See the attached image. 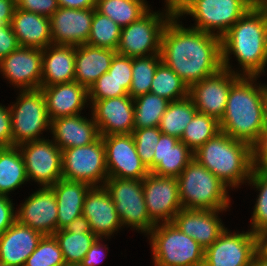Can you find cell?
<instances>
[{"label":"cell","instance_id":"obj_1","mask_svg":"<svg viewBox=\"0 0 267 266\" xmlns=\"http://www.w3.org/2000/svg\"><path fill=\"white\" fill-rule=\"evenodd\" d=\"M180 18H170L161 38V59L187 85L209 77L223 68L221 38L193 27Z\"/></svg>","mask_w":267,"mask_h":266},{"label":"cell","instance_id":"obj_2","mask_svg":"<svg viewBox=\"0 0 267 266\" xmlns=\"http://www.w3.org/2000/svg\"><path fill=\"white\" fill-rule=\"evenodd\" d=\"M223 68L240 76H261L267 66V10L256 3L221 38ZM241 70H232L231 55ZM236 71V72H235Z\"/></svg>","mask_w":267,"mask_h":266},{"label":"cell","instance_id":"obj_3","mask_svg":"<svg viewBox=\"0 0 267 266\" xmlns=\"http://www.w3.org/2000/svg\"><path fill=\"white\" fill-rule=\"evenodd\" d=\"M257 78L259 76H240L231 85L226 109L219 121L221 132L251 146L266 129L263 84L256 83Z\"/></svg>","mask_w":267,"mask_h":266},{"label":"cell","instance_id":"obj_4","mask_svg":"<svg viewBox=\"0 0 267 266\" xmlns=\"http://www.w3.org/2000/svg\"><path fill=\"white\" fill-rule=\"evenodd\" d=\"M194 158L231 189L246 184L254 168L252 146L223 132L206 141Z\"/></svg>","mask_w":267,"mask_h":266},{"label":"cell","instance_id":"obj_5","mask_svg":"<svg viewBox=\"0 0 267 266\" xmlns=\"http://www.w3.org/2000/svg\"><path fill=\"white\" fill-rule=\"evenodd\" d=\"M183 208L227 210L230 206L228 186L193 158L177 177Z\"/></svg>","mask_w":267,"mask_h":266},{"label":"cell","instance_id":"obj_6","mask_svg":"<svg viewBox=\"0 0 267 266\" xmlns=\"http://www.w3.org/2000/svg\"><path fill=\"white\" fill-rule=\"evenodd\" d=\"M147 235L154 266L204 265L205 249L173 222H160Z\"/></svg>","mask_w":267,"mask_h":266},{"label":"cell","instance_id":"obj_7","mask_svg":"<svg viewBox=\"0 0 267 266\" xmlns=\"http://www.w3.org/2000/svg\"><path fill=\"white\" fill-rule=\"evenodd\" d=\"M16 102L9 106L13 146L40 139L42 131H50L45 98L41 89L20 90Z\"/></svg>","mask_w":267,"mask_h":266},{"label":"cell","instance_id":"obj_8","mask_svg":"<svg viewBox=\"0 0 267 266\" xmlns=\"http://www.w3.org/2000/svg\"><path fill=\"white\" fill-rule=\"evenodd\" d=\"M104 188L110 194L122 226L147 235L156 225L149 217L142 180L108 177Z\"/></svg>","mask_w":267,"mask_h":266},{"label":"cell","instance_id":"obj_9","mask_svg":"<svg viewBox=\"0 0 267 266\" xmlns=\"http://www.w3.org/2000/svg\"><path fill=\"white\" fill-rule=\"evenodd\" d=\"M170 18L166 8L161 13L149 10L139 20L121 28L117 54L132 58L160 54L162 33Z\"/></svg>","mask_w":267,"mask_h":266},{"label":"cell","instance_id":"obj_10","mask_svg":"<svg viewBox=\"0 0 267 266\" xmlns=\"http://www.w3.org/2000/svg\"><path fill=\"white\" fill-rule=\"evenodd\" d=\"M62 178L91 186L104 185L108 171L102 136L90 145L62 150Z\"/></svg>","mask_w":267,"mask_h":266},{"label":"cell","instance_id":"obj_11","mask_svg":"<svg viewBox=\"0 0 267 266\" xmlns=\"http://www.w3.org/2000/svg\"><path fill=\"white\" fill-rule=\"evenodd\" d=\"M257 0H198L184 15L195 20V29L222 38ZM216 31V32H215Z\"/></svg>","mask_w":267,"mask_h":266},{"label":"cell","instance_id":"obj_12","mask_svg":"<svg viewBox=\"0 0 267 266\" xmlns=\"http://www.w3.org/2000/svg\"><path fill=\"white\" fill-rule=\"evenodd\" d=\"M18 148L28 181L37 182L39 187H51L62 178V150L52 139L29 141L18 145Z\"/></svg>","mask_w":267,"mask_h":266},{"label":"cell","instance_id":"obj_13","mask_svg":"<svg viewBox=\"0 0 267 266\" xmlns=\"http://www.w3.org/2000/svg\"><path fill=\"white\" fill-rule=\"evenodd\" d=\"M259 249V236L251 230L224 232L205 249L203 266H249Z\"/></svg>","mask_w":267,"mask_h":266},{"label":"cell","instance_id":"obj_14","mask_svg":"<svg viewBox=\"0 0 267 266\" xmlns=\"http://www.w3.org/2000/svg\"><path fill=\"white\" fill-rule=\"evenodd\" d=\"M144 200L150 219L155 223H167L183 208L179 198L177 177L158 176L149 173L142 180Z\"/></svg>","mask_w":267,"mask_h":266},{"label":"cell","instance_id":"obj_15","mask_svg":"<svg viewBox=\"0 0 267 266\" xmlns=\"http://www.w3.org/2000/svg\"><path fill=\"white\" fill-rule=\"evenodd\" d=\"M108 177L143 180L150 173L138 156L132 134L102 136Z\"/></svg>","mask_w":267,"mask_h":266},{"label":"cell","instance_id":"obj_16","mask_svg":"<svg viewBox=\"0 0 267 266\" xmlns=\"http://www.w3.org/2000/svg\"><path fill=\"white\" fill-rule=\"evenodd\" d=\"M239 77L240 75L222 68L217 73L192 84L189 87V97L197 111L220 121L226 109L231 85Z\"/></svg>","mask_w":267,"mask_h":266},{"label":"cell","instance_id":"obj_17","mask_svg":"<svg viewBox=\"0 0 267 266\" xmlns=\"http://www.w3.org/2000/svg\"><path fill=\"white\" fill-rule=\"evenodd\" d=\"M43 49L19 46L0 60V73L14 88H41Z\"/></svg>","mask_w":267,"mask_h":266},{"label":"cell","instance_id":"obj_18","mask_svg":"<svg viewBox=\"0 0 267 266\" xmlns=\"http://www.w3.org/2000/svg\"><path fill=\"white\" fill-rule=\"evenodd\" d=\"M91 116L100 136L132 134L134 130V99L129 95L89 100Z\"/></svg>","mask_w":267,"mask_h":266},{"label":"cell","instance_id":"obj_19","mask_svg":"<svg viewBox=\"0 0 267 266\" xmlns=\"http://www.w3.org/2000/svg\"><path fill=\"white\" fill-rule=\"evenodd\" d=\"M16 211V221L44 235L57 232V200L49 187H40Z\"/></svg>","mask_w":267,"mask_h":266},{"label":"cell","instance_id":"obj_20","mask_svg":"<svg viewBox=\"0 0 267 266\" xmlns=\"http://www.w3.org/2000/svg\"><path fill=\"white\" fill-rule=\"evenodd\" d=\"M93 16L94 8L59 7L49 18L52 44L75 47L86 44L90 36Z\"/></svg>","mask_w":267,"mask_h":266},{"label":"cell","instance_id":"obj_21","mask_svg":"<svg viewBox=\"0 0 267 266\" xmlns=\"http://www.w3.org/2000/svg\"><path fill=\"white\" fill-rule=\"evenodd\" d=\"M82 215L99 238H110L123 227L115 204L104 186H92L89 189L84 199Z\"/></svg>","mask_w":267,"mask_h":266},{"label":"cell","instance_id":"obj_22","mask_svg":"<svg viewBox=\"0 0 267 266\" xmlns=\"http://www.w3.org/2000/svg\"><path fill=\"white\" fill-rule=\"evenodd\" d=\"M227 210H198L182 208L172 221L184 234L193 238L204 249L224 232L219 212Z\"/></svg>","mask_w":267,"mask_h":266},{"label":"cell","instance_id":"obj_23","mask_svg":"<svg viewBox=\"0 0 267 266\" xmlns=\"http://www.w3.org/2000/svg\"><path fill=\"white\" fill-rule=\"evenodd\" d=\"M50 120L81 114L88 107V89L76 81L41 86Z\"/></svg>","mask_w":267,"mask_h":266},{"label":"cell","instance_id":"obj_24","mask_svg":"<svg viewBox=\"0 0 267 266\" xmlns=\"http://www.w3.org/2000/svg\"><path fill=\"white\" fill-rule=\"evenodd\" d=\"M50 132L53 142L61 150L87 146L100 137L93 116L87 119L81 114L51 120Z\"/></svg>","mask_w":267,"mask_h":266},{"label":"cell","instance_id":"obj_25","mask_svg":"<svg viewBox=\"0 0 267 266\" xmlns=\"http://www.w3.org/2000/svg\"><path fill=\"white\" fill-rule=\"evenodd\" d=\"M43 235L15 221L0 235V262L8 266H24Z\"/></svg>","mask_w":267,"mask_h":266},{"label":"cell","instance_id":"obj_26","mask_svg":"<svg viewBox=\"0 0 267 266\" xmlns=\"http://www.w3.org/2000/svg\"><path fill=\"white\" fill-rule=\"evenodd\" d=\"M194 158V152L174 136L162 133L156 145L151 173L178 177Z\"/></svg>","mask_w":267,"mask_h":266},{"label":"cell","instance_id":"obj_27","mask_svg":"<svg viewBox=\"0 0 267 266\" xmlns=\"http://www.w3.org/2000/svg\"><path fill=\"white\" fill-rule=\"evenodd\" d=\"M10 26L19 46L45 49L52 45L49 17L16 7Z\"/></svg>","mask_w":267,"mask_h":266},{"label":"cell","instance_id":"obj_28","mask_svg":"<svg viewBox=\"0 0 267 266\" xmlns=\"http://www.w3.org/2000/svg\"><path fill=\"white\" fill-rule=\"evenodd\" d=\"M75 55V46L52 44L43 49L41 86L73 82Z\"/></svg>","mask_w":267,"mask_h":266},{"label":"cell","instance_id":"obj_29","mask_svg":"<svg viewBox=\"0 0 267 266\" xmlns=\"http://www.w3.org/2000/svg\"><path fill=\"white\" fill-rule=\"evenodd\" d=\"M92 186L81 181L61 178L49 187L57 200V231L64 229L75 218L82 216L86 193Z\"/></svg>","mask_w":267,"mask_h":266},{"label":"cell","instance_id":"obj_30","mask_svg":"<svg viewBox=\"0 0 267 266\" xmlns=\"http://www.w3.org/2000/svg\"><path fill=\"white\" fill-rule=\"evenodd\" d=\"M117 52L88 44L76 46L74 81L87 89L104 73H107Z\"/></svg>","mask_w":267,"mask_h":266},{"label":"cell","instance_id":"obj_31","mask_svg":"<svg viewBox=\"0 0 267 266\" xmlns=\"http://www.w3.org/2000/svg\"><path fill=\"white\" fill-rule=\"evenodd\" d=\"M25 182L28 177L18 146L0 148V195L8 196Z\"/></svg>","mask_w":267,"mask_h":266},{"label":"cell","instance_id":"obj_32","mask_svg":"<svg viewBox=\"0 0 267 266\" xmlns=\"http://www.w3.org/2000/svg\"><path fill=\"white\" fill-rule=\"evenodd\" d=\"M95 9L123 28L139 20L151 8L146 0H96Z\"/></svg>","mask_w":267,"mask_h":266},{"label":"cell","instance_id":"obj_33","mask_svg":"<svg viewBox=\"0 0 267 266\" xmlns=\"http://www.w3.org/2000/svg\"><path fill=\"white\" fill-rule=\"evenodd\" d=\"M197 112L189 96L181 100L172 101L168 104L158 128L162 133L174 136L180 140L186 126Z\"/></svg>","mask_w":267,"mask_h":266},{"label":"cell","instance_id":"obj_34","mask_svg":"<svg viewBox=\"0 0 267 266\" xmlns=\"http://www.w3.org/2000/svg\"><path fill=\"white\" fill-rule=\"evenodd\" d=\"M169 103L151 92L134 98V129L158 127Z\"/></svg>","mask_w":267,"mask_h":266},{"label":"cell","instance_id":"obj_35","mask_svg":"<svg viewBox=\"0 0 267 266\" xmlns=\"http://www.w3.org/2000/svg\"><path fill=\"white\" fill-rule=\"evenodd\" d=\"M150 92L168 101H177L189 96L188 85L164 62L156 68Z\"/></svg>","mask_w":267,"mask_h":266},{"label":"cell","instance_id":"obj_36","mask_svg":"<svg viewBox=\"0 0 267 266\" xmlns=\"http://www.w3.org/2000/svg\"><path fill=\"white\" fill-rule=\"evenodd\" d=\"M220 130L219 121L207 114L197 112L180 139L193 152L197 151L206 141L214 138Z\"/></svg>","mask_w":267,"mask_h":266},{"label":"cell","instance_id":"obj_37","mask_svg":"<svg viewBox=\"0 0 267 266\" xmlns=\"http://www.w3.org/2000/svg\"><path fill=\"white\" fill-rule=\"evenodd\" d=\"M66 264H80L91 245L98 238L94 233L73 234L65 228L55 232Z\"/></svg>","mask_w":267,"mask_h":266},{"label":"cell","instance_id":"obj_38","mask_svg":"<svg viewBox=\"0 0 267 266\" xmlns=\"http://www.w3.org/2000/svg\"><path fill=\"white\" fill-rule=\"evenodd\" d=\"M247 183L259 191L253 208L250 230L260 236L267 231V170L253 168Z\"/></svg>","mask_w":267,"mask_h":266},{"label":"cell","instance_id":"obj_39","mask_svg":"<svg viewBox=\"0 0 267 266\" xmlns=\"http://www.w3.org/2000/svg\"><path fill=\"white\" fill-rule=\"evenodd\" d=\"M161 61L160 54L132 58V83L128 92L131 98L150 92L156 68Z\"/></svg>","mask_w":267,"mask_h":266},{"label":"cell","instance_id":"obj_40","mask_svg":"<svg viewBox=\"0 0 267 266\" xmlns=\"http://www.w3.org/2000/svg\"><path fill=\"white\" fill-rule=\"evenodd\" d=\"M121 27L94 8L90 36L86 44L105 49L117 50Z\"/></svg>","mask_w":267,"mask_h":266},{"label":"cell","instance_id":"obj_41","mask_svg":"<svg viewBox=\"0 0 267 266\" xmlns=\"http://www.w3.org/2000/svg\"><path fill=\"white\" fill-rule=\"evenodd\" d=\"M63 253L54 235H44L24 266H63Z\"/></svg>","mask_w":267,"mask_h":266},{"label":"cell","instance_id":"obj_42","mask_svg":"<svg viewBox=\"0 0 267 266\" xmlns=\"http://www.w3.org/2000/svg\"><path fill=\"white\" fill-rule=\"evenodd\" d=\"M161 134L158 127L134 129L132 132L138 156L150 172L153 170L154 152Z\"/></svg>","mask_w":267,"mask_h":266},{"label":"cell","instance_id":"obj_43","mask_svg":"<svg viewBox=\"0 0 267 266\" xmlns=\"http://www.w3.org/2000/svg\"><path fill=\"white\" fill-rule=\"evenodd\" d=\"M128 95L111 74L104 73L88 89V100H102Z\"/></svg>","mask_w":267,"mask_h":266},{"label":"cell","instance_id":"obj_44","mask_svg":"<svg viewBox=\"0 0 267 266\" xmlns=\"http://www.w3.org/2000/svg\"><path fill=\"white\" fill-rule=\"evenodd\" d=\"M108 73L129 92L132 83V57L115 54Z\"/></svg>","mask_w":267,"mask_h":266},{"label":"cell","instance_id":"obj_45","mask_svg":"<svg viewBox=\"0 0 267 266\" xmlns=\"http://www.w3.org/2000/svg\"><path fill=\"white\" fill-rule=\"evenodd\" d=\"M16 7L50 18L59 5L57 0H16Z\"/></svg>","mask_w":267,"mask_h":266},{"label":"cell","instance_id":"obj_46","mask_svg":"<svg viewBox=\"0 0 267 266\" xmlns=\"http://www.w3.org/2000/svg\"><path fill=\"white\" fill-rule=\"evenodd\" d=\"M12 146L13 138L10 109L0 104V148Z\"/></svg>","mask_w":267,"mask_h":266},{"label":"cell","instance_id":"obj_47","mask_svg":"<svg viewBox=\"0 0 267 266\" xmlns=\"http://www.w3.org/2000/svg\"><path fill=\"white\" fill-rule=\"evenodd\" d=\"M9 196L0 195V235H2L15 221L16 210Z\"/></svg>","mask_w":267,"mask_h":266},{"label":"cell","instance_id":"obj_48","mask_svg":"<svg viewBox=\"0 0 267 266\" xmlns=\"http://www.w3.org/2000/svg\"><path fill=\"white\" fill-rule=\"evenodd\" d=\"M19 47L10 24L0 25V60Z\"/></svg>","mask_w":267,"mask_h":266},{"label":"cell","instance_id":"obj_49","mask_svg":"<svg viewBox=\"0 0 267 266\" xmlns=\"http://www.w3.org/2000/svg\"><path fill=\"white\" fill-rule=\"evenodd\" d=\"M254 168L267 167V128L260 135L259 140L252 146Z\"/></svg>","mask_w":267,"mask_h":266},{"label":"cell","instance_id":"obj_50","mask_svg":"<svg viewBox=\"0 0 267 266\" xmlns=\"http://www.w3.org/2000/svg\"><path fill=\"white\" fill-rule=\"evenodd\" d=\"M102 240L103 238L98 237L94 241V243L91 245V248L88 250L85 257L82 259L80 263L81 266H97L100 262L103 261L102 260L104 258L103 256H105L104 250L106 251L107 249L108 251L109 249H108V246L106 247V245H103L101 243Z\"/></svg>","mask_w":267,"mask_h":266},{"label":"cell","instance_id":"obj_51","mask_svg":"<svg viewBox=\"0 0 267 266\" xmlns=\"http://www.w3.org/2000/svg\"><path fill=\"white\" fill-rule=\"evenodd\" d=\"M198 0H165V7L172 18H181Z\"/></svg>","mask_w":267,"mask_h":266},{"label":"cell","instance_id":"obj_52","mask_svg":"<svg viewBox=\"0 0 267 266\" xmlns=\"http://www.w3.org/2000/svg\"><path fill=\"white\" fill-rule=\"evenodd\" d=\"M15 8L16 0H0V25L11 23Z\"/></svg>","mask_w":267,"mask_h":266},{"label":"cell","instance_id":"obj_53","mask_svg":"<svg viewBox=\"0 0 267 266\" xmlns=\"http://www.w3.org/2000/svg\"><path fill=\"white\" fill-rule=\"evenodd\" d=\"M65 229L73 234L93 233L89 221L83 215L75 218L65 227Z\"/></svg>","mask_w":267,"mask_h":266},{"label":"cell","instance_id":"obj_54","mask_svg":"<svg viewBox=\"0 0 267 266\" xmlns=\"http://www.w3.org/2000/svg\"><path fill=\"white\" fill-rule=\"evenodd\" d=\"M59 7L71 9L95 8L96 0H57Z\"/></svg>","mask_w":267,"mask_h":266},{"label":"cell","instance_id":"obj_55","mask_svg":"<svg viewBox=\"0 0 267 266\" xmlns=\"http://www.w3.org/2000/svg\"><path fill=\"white\" fill-rule=\"evenodd\" d=\"M253 265L267 266V254H265L260 248L255 252Z\"/></svg>","mask_w":267,"mask_h":266},{"label":"cell","instance_id":"obj_56","mask_svg":"<svg viewBox=\"0 0 267 266\" xmlns=\"http://www.w3.org/2000/svg\"><path fill=\"white\" fill-rule=\"evenodd\" d=\"M259 248L267 254V231L259 236Z\"/></svg>","mask_w":267,"mask_h":266},{"label":"cell","instance_id":"obj_57","mask_svg":"<svg viewBox=\"0 0 267 266\" xmlns=\"http://www.w3.org/2000/svg\"><path fill=\"white\" fill-rule=\"evenodd\" d=\"M263 103H264L265 125L267 128V85L266 84H263Z\"/></svg>","mask_w":267,"mask_h":266},{"label":"cell","instance_id":"obj_58","mask_svg":"<svg viewBox=\"0 0 267 266\" xmlns=\"http://www.w3.org/2000/svg\"><path fill=\"white\" fill-rule=\"evenodd\" d=\"M257 3L265 10H267V0H257Z\"/></svg>","mask_w":267,"mask_h":266},{"label":"cell","instance_id":"obj_59","mask_svg":"<svg viewBox=\"0 0 267 266\" xmlns=\"http://www.w3.org/2000/svg\"><path fill=\"white\" fill-rule=\"evenodd\" d=\"M63 266H81L80 264H64Z\"/></svg>","mask_w":267,"mask_h":266},{"label":"cell","instance_id":"obj_60","mask_svg":"<svg viewBox=\"0 0 267 266\" xmlns=\"http://www.w3.org/2000/svg\"><path fill=\"white\" fill-rule=\"evenodd\" d=\"M0 266H8V265L3 262H0Z\"/></svg>","mask_w":267,"mask_h":266}]
</instances>
